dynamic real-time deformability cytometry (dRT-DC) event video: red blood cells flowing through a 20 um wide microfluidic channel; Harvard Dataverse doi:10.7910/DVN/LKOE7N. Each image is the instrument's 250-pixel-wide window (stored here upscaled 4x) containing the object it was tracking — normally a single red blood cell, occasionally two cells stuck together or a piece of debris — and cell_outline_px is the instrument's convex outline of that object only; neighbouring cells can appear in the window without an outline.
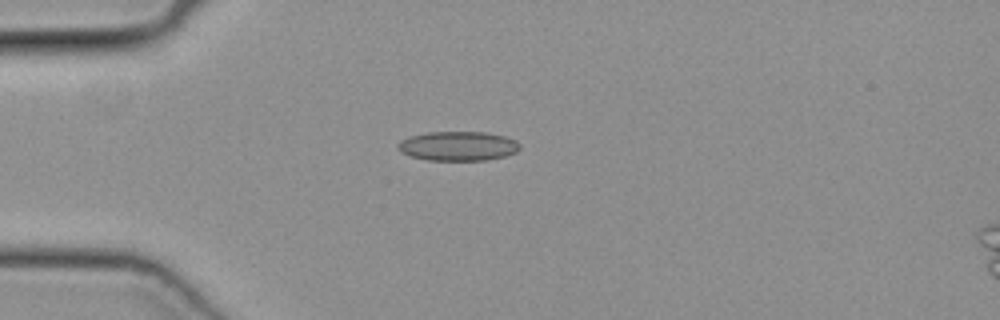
{"species": "common noctule bat (a hibernating species)", "species_latin": "Nyctalus noctula", "temperature_condition": "cold", "stored_images_in_passage": 49, "camera_frame_rate_fps": 3000, "um_per_image_px": 0.085, "animal": {"sex": "female", "body_mass_g": 19.3, "forearm_length_mm": 54.1}, "frame": {"image": 1, "passage_image": 13, "time_ms": 4.0, "image_size_px": [1000, 320], "cell_outline_px": [[520, 148], [516, 152], [504, 156], [484, 160], [428, 160], [412, 156], [400, 152], [396, 148], [396, 144], [400, 140], [412, 136], [428, 132], [484, 132], [504, 136], [516, 140], [520, 144]], "centroid_in_image_um": [38.91, 12.41], "position_along_channel_um": 46.1, "area_um2": 20.81}}
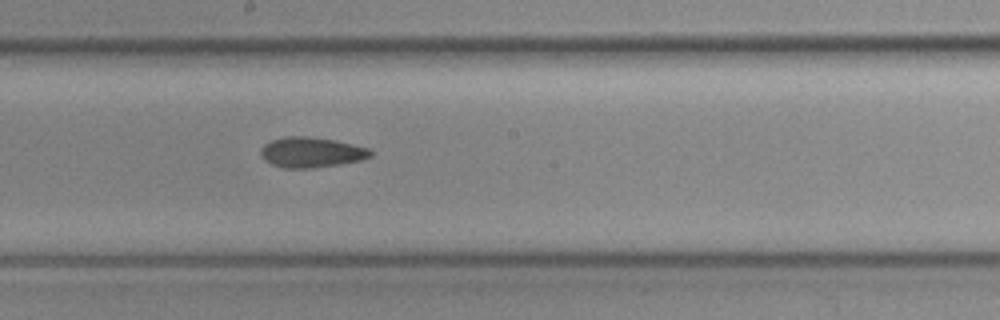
{"frame": {"image": 2, "passage_image": 27, "time_ms": 8.667, "image_size_px": [1000, 320], "cell_outline_px": [[372, 156], [360, 160], [340, 164], [312, 168], [284, 168], [272, 164], [264, 160], [260, 152], [260, 148], [264, 144], [272, 140], [284, 136], [304, 136], [336, 140], [368, 148], [372, 152]], "centroid_in_image_um": [26.44, 12.94], "position_along_channel_um": 221.8, "area_um2": 19.36}}
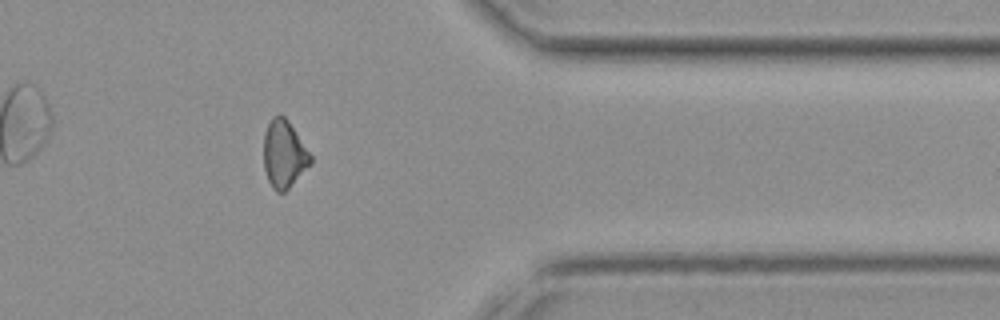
{"frame": {"image": 3, "passage_image": 40, "time_ms": 13.0, "image_size_px": [1000, 320], "cell_outline_px": [[312, 164], [284, 192], [276, 192], [272, 188], [268, 180], [264, 168], [264, 132], [272, 116], [284, 116], [288, 120], [312, 156]], "centroid_in_image_um": [24.14, 13.11], "position_along_channel_um": 387.3, "area_um2": 18.38}}